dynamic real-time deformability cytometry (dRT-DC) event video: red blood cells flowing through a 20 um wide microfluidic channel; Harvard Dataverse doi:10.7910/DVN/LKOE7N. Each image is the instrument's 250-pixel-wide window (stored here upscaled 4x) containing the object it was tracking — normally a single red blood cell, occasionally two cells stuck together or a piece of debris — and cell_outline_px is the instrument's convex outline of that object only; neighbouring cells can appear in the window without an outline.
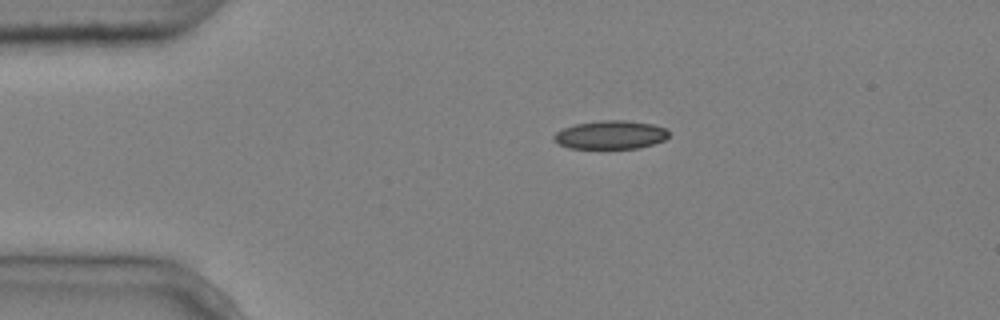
{"species": "common noctule bat (a hibernating species)", "species_latin": "Nyctalus noctula", "temperature_condition": "cold", "stored_images_in_passage": 2, "camera_frame_rate_fps": 3000, "um_per_image_px": 0.085, "animal": {"sex": "male", "body_mass_g": 20.4}, "frame": {"image": 1, "passage_image": 1, "time_ms": 0.0, "image_size_px": [1000, 320], "cell_outline_px": [[668, 136], [664, 140], [640, 148], [568, 148], [552, 140], [552, 136], [556, 132], [564, 128], [576, 124], [600, 120], [624, 120], [652, 124], [664, 128], [668, 132]], "centroid_in_image_um": [51.87, 11.46], "position_along_channel_um": 33.1, "area_um2": 18.96}}